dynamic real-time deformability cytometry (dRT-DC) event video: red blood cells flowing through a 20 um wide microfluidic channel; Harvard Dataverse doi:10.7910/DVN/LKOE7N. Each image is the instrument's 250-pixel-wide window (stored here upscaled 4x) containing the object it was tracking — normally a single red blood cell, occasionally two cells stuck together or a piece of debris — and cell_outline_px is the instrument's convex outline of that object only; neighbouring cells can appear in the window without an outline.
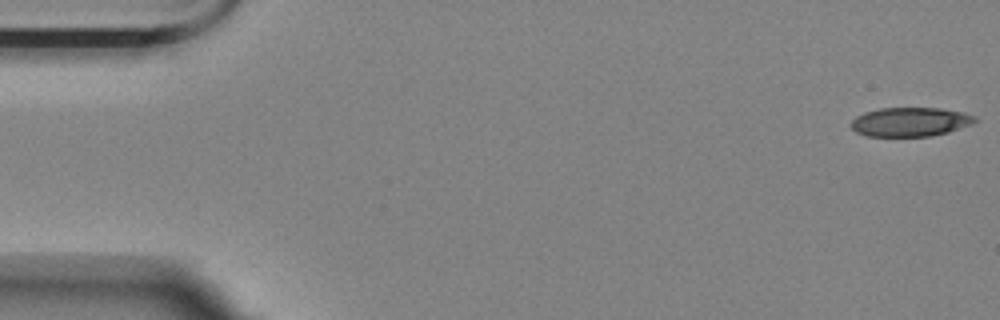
{"species": "Egyptian fruit bat (a non-hibernating species)", "species_latin": "Rousettus aegyptiacus", "temperature_condition": "room temperature", "stored_images_in_passage": 15, "camera_frame_rate_fps": 3000, "um_per_image_px": 0.085, "animal": {"sex": "female"}, "frame": {"image": 1, "passage_image": 1, "time_ms": 0.0, "image_size_px": [1000, 320], "cell_outline_px": [[976, 120], [968, 124], [948, 132], [928, 136], [868, 136], [856, 132], [848, 124], [856, 116], [864, 112], [880, 108], [940, 108], [964, 112], [976, 116]], "centroid_in_image_um": [77.31, 10.35], "position_along_channel_um": 7.7, "area_um2": 20.87}}
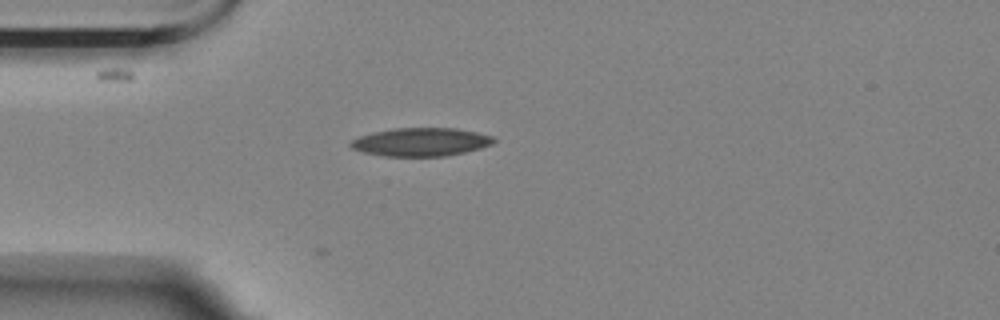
{"frame": {"image": 2, "passage_image": 15, "time_ms": 4.667, "image_size_px": [1000, 320], "cell_outline_px": [[496, 140], [492, 144], [480, 148], [448, 156], [384, 156], [364, 152], [352, 148], [348, 144], [352, 140], [360, 136], [372, 132], [396, 128], [456, 128], [476, 132], [492, 136]], "centroid_in_image_um": [35.78, 12.07], "position_along_channel_um": 49.2, "area_um2": 23.52}}